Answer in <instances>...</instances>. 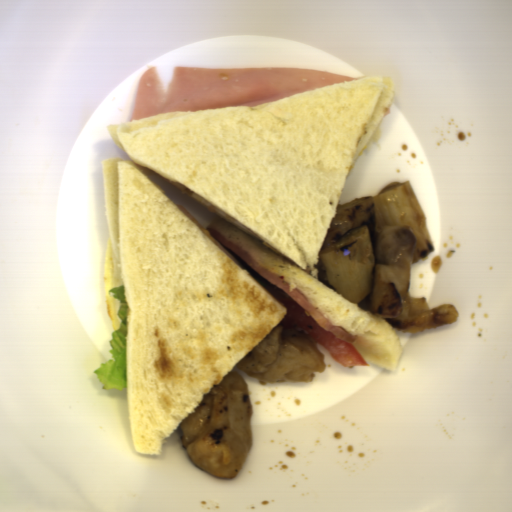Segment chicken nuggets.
Segmentation results:
<instances>
[{"label": "chicken nuggets", "mask_w": 512, "mask_h": 512, "mask_svg": "<svg viewBox=\"0 0 512 512\" xmlns=\"http://www.w3.org/2000/svg\"><path fill=\"white\" fill-rule=\"evenodd\" d=\"M252 416L248 383L233 368L179 424L180 445L194 466L215 478L234 480L251 451Z\"/></svg>", "instance_id": "obj_2"}, {"label": "chicken nuggets", "mask_w": 512, "mask_h": 512, "mask_svg": "<svg viewBox=\"0 0 512 512\" xmlns=\"http://www.w3.org/2000/svg\"><path fill=\"white\" fill-rule=\"evenodd\" d=\"M402 183L392 181L377 194L337 204L320 251L341 240L349 229L367 226L375 261L368 312L399 332L416 334L456 323L460 313L452 304L445 303L430 309L426 297L409 294L417 236L406 224L381 227L372 199Z\"/></svg>", "instance_id": "obj_1"}, {"label": "chicken nuggets", "mask_w": 512, "mask_h": 512, "mask_svg": "<svg viewBox=\"0 0 512 512\" xmlns=\"http://www.w3.org/2000/svg\"><path fill=\"white\" fill-rule=\"evenodd\" d=\"M314 268H317L318 269V281H320L321 283H323L324 285L326 286H329L331 288H334L328 281V275L323 267V264L321 262V259L319 257V260H318V263L317 265H314Z\"/></svg>", "instance_id": "obj_4"}, {"label": "chicken nuggets", "mask_w": 512, "mask_h": 512, "mask_svg": "<svg viewBox=\"0 0 512 512\" xmlns=\"http://www.w3.org/2000/svg\"><path fill=\"white\" fill-rule=\"evenodd\" d=\"M325 355L317 340L297 325L276 328L236 366L265 384L312 383L315 372H325Z\"/></svg>", "instance_id": "obj_3"}]
</instances>
